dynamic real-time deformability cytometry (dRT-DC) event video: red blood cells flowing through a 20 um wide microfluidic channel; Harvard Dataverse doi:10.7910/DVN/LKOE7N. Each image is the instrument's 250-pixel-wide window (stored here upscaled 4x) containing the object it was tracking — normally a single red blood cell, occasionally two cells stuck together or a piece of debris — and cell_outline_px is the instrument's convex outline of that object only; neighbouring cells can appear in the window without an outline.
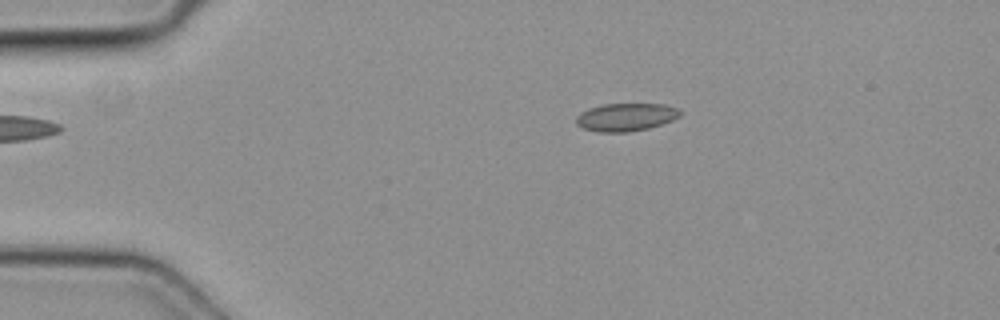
{"species": "common noctule bat (a hibernating species)", "species_latin": "Nyctalus noctula", "temperature_condition": "cold", "stored_images_in_passage": 2, "camera_frame_rate_fps": 3000, "um_per_image_px": 0.085, "animal": {"sex": "female", "body_mass_g": 19.3, "forearm_length_mm": 54.1}, "frame": {"image": 1, "passage_image": 2, "time_ms": 0.333, "image_size_px": [1000, 320], "cell_outline_px": [[680, 116], [672, 120], [648, 128], [628, 132], [600, 132], [584, 128], [576, 124], [576, 116], [580, 112], [588, 108], [604, 104], [664, 104], [676, 108], [680, 112]], "centroid_in_image_um": [53.16, 9.95], "position_along_channel_um": 31.8, "area_um2": 16.76}}